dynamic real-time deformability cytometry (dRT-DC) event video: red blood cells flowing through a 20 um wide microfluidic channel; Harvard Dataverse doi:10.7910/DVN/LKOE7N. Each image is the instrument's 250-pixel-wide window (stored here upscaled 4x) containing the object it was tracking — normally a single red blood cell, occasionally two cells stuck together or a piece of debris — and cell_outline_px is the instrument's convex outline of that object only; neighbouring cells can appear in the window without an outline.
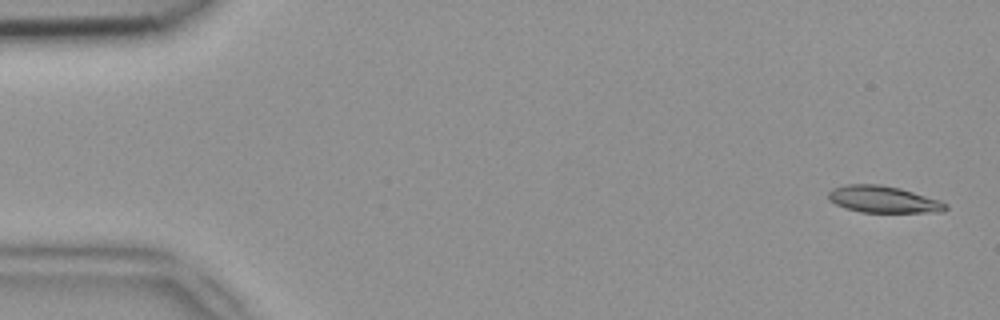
{"species": "common noctule bat (a hibernating species)", "species_latin": "Nyctalus noctula", "temperature_condition": "room temperature", "stored_images_in_passage": 50, "camera_frame_rate_fps": 3000, "um_per_image_px": 0.085, "animal": {"sex": "female", "body_mass_g": 18.4}, "frame": {"image": 1, "passage_image": 2, "time_ms": 0.333, "image_size_px": [1000, 320], "cell_outline_px": [[948, 208], [944, 212], [860, 212], [836, 204], [828, 200], [828, 192], [832, 188], [848, 184], [880, 184], [900, 188], [940, 200], [948, 204]], "centroid_in_image_um": [75.1, 16.94], "position_along_channel_um": 9.9, "area_um2": 18.32}}
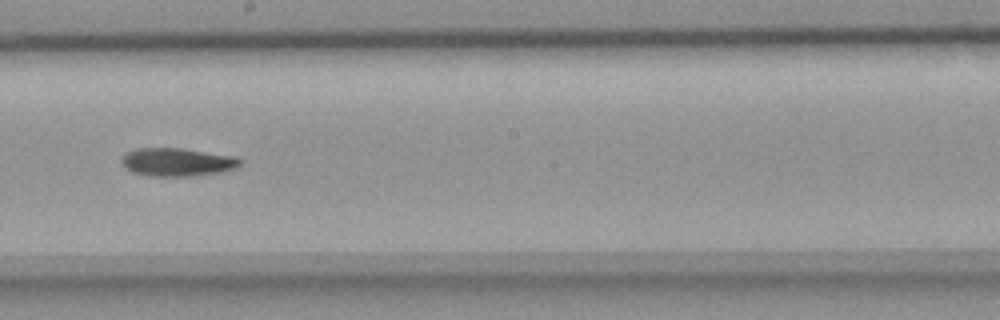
{"frame": {"image": 2, "passage_image": 28, "time_ms": 9.0, "image_size_px": [1000, 320], "cell_outline_px": [[244, 160], [236, 168], [220, 172], [192, 176], [148, 176], [132, 172], [124, 168], [120, 164], [120, 160], [128, 152], [136, 148], [180, 148], [236, 156]], "centroid_in_image_um": [15.06, 13.78], "position_along_channel_um": 233.1, "area_um2": 19.65}}
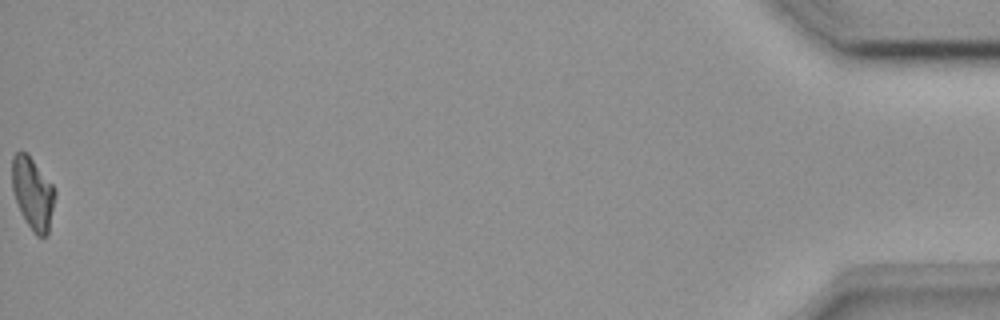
{"frame": {"image": 3, "passage_image": 50, "time_ms": 16.333, "image_size_px": [1000, 320], "cell_outline_px": [[56, 196], [48, 236], [36, 236], [28, 224], [16, 200], [12, 188], [12, 156], [16, 152], [28, 152], [56, 188]], "centroid_in_image_um": [2.82, 16.39], "position_along_channel_um": 432.4, "area_um2": 18.21}}